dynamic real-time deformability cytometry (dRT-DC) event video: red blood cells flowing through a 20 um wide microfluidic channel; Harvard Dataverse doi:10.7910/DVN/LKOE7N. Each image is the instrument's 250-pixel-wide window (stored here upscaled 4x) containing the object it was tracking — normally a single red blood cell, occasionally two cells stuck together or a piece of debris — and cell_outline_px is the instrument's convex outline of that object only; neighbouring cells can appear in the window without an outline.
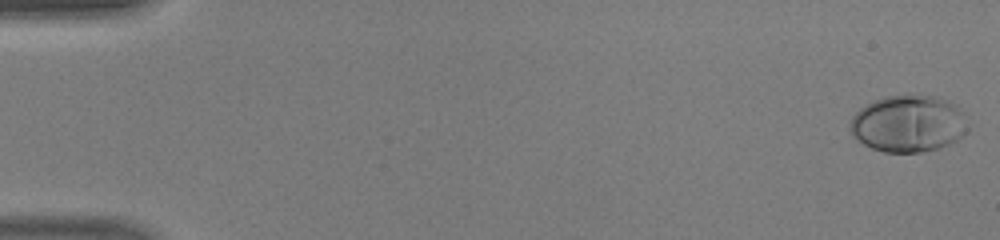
{"species": "human", "species_latin": "Homo sapiens", "temperature_condition": "warm", "stored_images_in_passage": 47, "camera_frame_rate_fps": 3000, "um_per_image_px": 0.085, "donor": {"sex": "male"}, "frame": {"image": 1, "passage_image": 1, "time_ms": 0.0, "image_size_px": [1000, 240], "cell_outline_px": [[968, 128], [956, 140], [948, 144], [936, 148], [920, 152], [884, 152], [872, 148], [864, 144], [852, 136], [852, 116], [860, 108], [872, 100], [884, 96], [936, 96], [948, 100], [956, 104]], "centroid_in_image_um": [77.18, 10.51], "position_along_channel_um": 7.8, "area_um2": 38.44}}
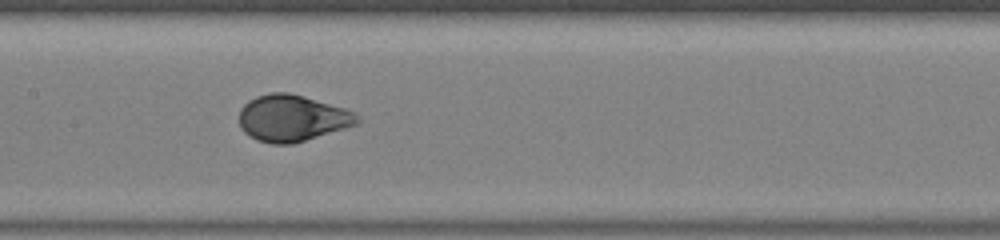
{"frame": {"image": 2, "passage_image": 24, "time_ms": 7.667, "image_size_px": [1000, 240], "cell_outline_px": [[360, 120], [356, 124], [344, 128], [292, 144], [272, 144], [256, 140], [244, 132], [240, 128], [240, 108], [248, 100], [256, 96], [272, 92], [288, 92], [344, 108], [356, 112]], "centroid_in_image_um": [24.8, 10.04], "position_along_channel_um": 182.6, "area_um2": 31.79}}
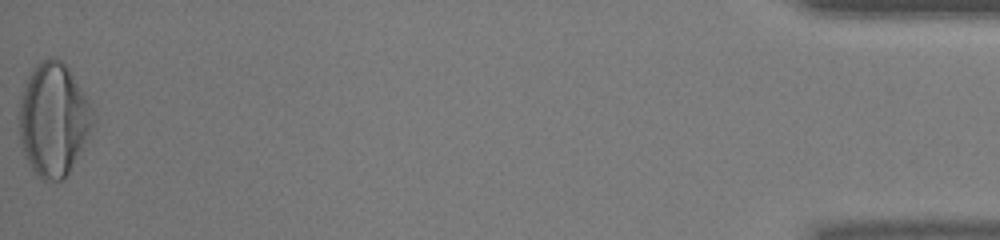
{"frame": {"image": 3, "passage_image": 47, "time_ms": 15.333, "image_size_px": [1000, 240], "cell_outline_px": [[96, 112], [92, 128], [80, 152], [64, 180], [40, 180], [32, 172], [24, 156], [20, 144], [16, 116], [20, 96], [24, 84], [32, 68], [40, 60], [48, 56], [60, 60], [68, 68], [92, 104]], "centroid_in_image_um": [4.5, 10.16], "position_along_channel_um": 430.7, "area_um2": 49.88}, "authors_computed_cell_mechanics": {"area_um2": 33.7552, "velocity_mm_per_s": 4.4751, "shape_relaxation_time_tau1_ms": 3.4111, "shape_relaxation_time_tau2_ms": null, "deformation_change_tau1": 0.217, "deformation_change_tau2": null}}